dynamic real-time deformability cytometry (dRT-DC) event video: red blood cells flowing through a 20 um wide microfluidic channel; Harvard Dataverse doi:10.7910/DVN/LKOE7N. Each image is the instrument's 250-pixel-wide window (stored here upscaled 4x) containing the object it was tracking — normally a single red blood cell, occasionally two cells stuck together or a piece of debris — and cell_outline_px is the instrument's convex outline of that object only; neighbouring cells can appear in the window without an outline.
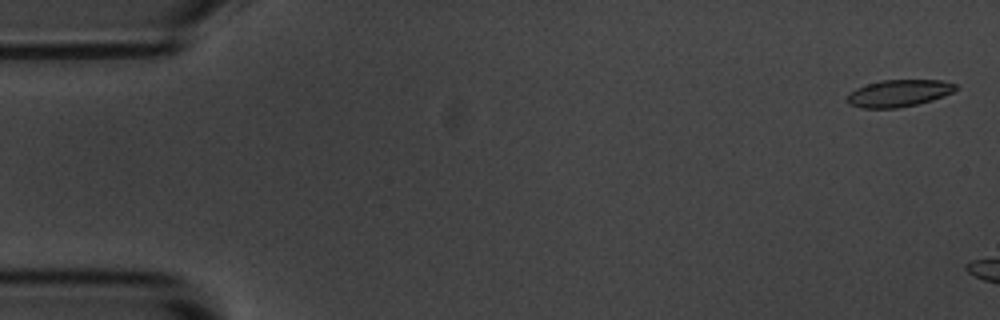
{"species": "common noctule bat (a hibernating species)", "species_latin": "Nyctalus noctula", "temperature_condition": "room temperature", "stored_images_in_passage": 3, "camera_frame_rate_fps": 3000, "um_per_image_px": 0.085, "animal": {"sex": "male", "body_mass_g": 20.1, "forearm_length_mm": 53.5}, "frame": {"image": 1, "passage_image": 1, "time_ms": 0.0, "image_size_px": [1000, 320], "cell_outline_px": [[956, 88], [952, 92], [932, 100], [900, 108], [864, 108], [848, 104], [848, 92], [856, 88], [880, 80], [940, 80], [956, 84]], "centroid_in_image_um": [76.36, 7.92], "position_along_channel_um": 8.6, "area_um2": 16.94}}